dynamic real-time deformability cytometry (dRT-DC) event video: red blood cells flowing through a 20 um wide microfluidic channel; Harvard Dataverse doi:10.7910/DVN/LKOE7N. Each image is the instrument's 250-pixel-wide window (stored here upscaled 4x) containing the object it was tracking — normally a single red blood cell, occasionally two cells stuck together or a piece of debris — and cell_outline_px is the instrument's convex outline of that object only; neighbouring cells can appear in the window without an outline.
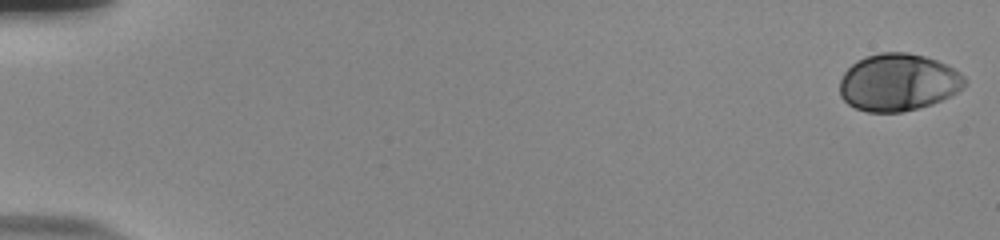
{"species": "human", "species_latin": "Homo sapiens", "temperature_condition": "room temperature", "stored_images_in_passage": 56, "camera_frame_rate_fps": 3000, "um_per_image_px": 0.085, "donor": {"sex": "male"}, "frame": {"image": 1, "passage_image": 1, "time_ms": 0.0, "image_size_px": [1000, 240], "cell_outline_px": [[964, 88], [932, 104], [900, 112], [868, 112], [856, 108], [848, 104], [840, 96], [840, 80], [844, 72], [856, 60], [864, 56], [880, 52], [908, 52], [924, 56], [936, 60], [960, 72], [964, 76]], "centroid_in_image_um": [76.31, 6.99], "position_along_channel_um": 8.7, "area_um2": 41.62}}
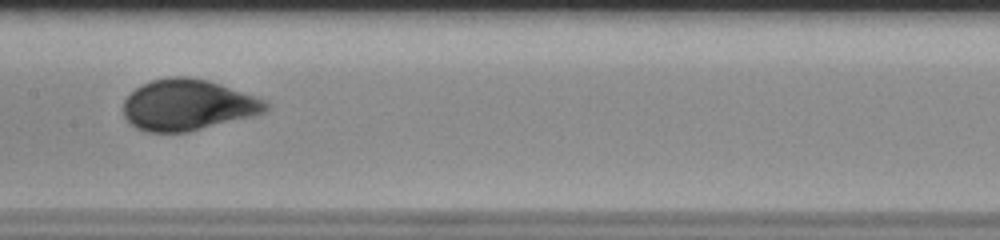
{"frame": {"image": 2, "passage_image": 30, "time_ms": 9.667, "image_size_px": [1000, 240], "cell_outline_px": [[268, 108], [264, 112], [256, 116], [188, 132], [148, 132], [136, 128], [124, 116], [124, 100], [136, 88], [152, 80], [168, 76], [188, 76], [208, 80], [220, 84], [264, 100], [268, 104]], "centroid_in_image_um": [15.97, 8.93], "position_along_channel_um": 191.4, "area_um2": 42.25}}
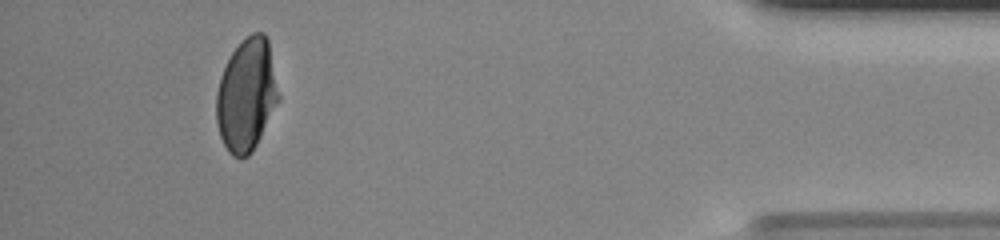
{"frame": {"image": 3, "passage_image": 52, "time_ms": 17.0, "image_size_px": [1000, 240], "cell_outline_px": [[280, 100], [252, 152], [248, 156], [240, 160], [232, 156], [228, 152], [220, 136], [216, 120], [216, 92], [220, 76], [232, 52], [252, 32], [264, 32], [268, 40], [280, 96]], "centroid_in_image_um": [20.96, 8.12], "position_along_channel_um": 414.2, "area_um2": 40.92}, "authors_computed_cell_mechanics": {"area_um2": 41.6449, "velocity_mm_per_s": 3.7464, "shape_relaxation_time_tau1_ms": 4.9159, "shape_relaxation_time_tau2_ms": null, "deformation_change_tau1": 0.1832, "deformation_change_tau2": null}}